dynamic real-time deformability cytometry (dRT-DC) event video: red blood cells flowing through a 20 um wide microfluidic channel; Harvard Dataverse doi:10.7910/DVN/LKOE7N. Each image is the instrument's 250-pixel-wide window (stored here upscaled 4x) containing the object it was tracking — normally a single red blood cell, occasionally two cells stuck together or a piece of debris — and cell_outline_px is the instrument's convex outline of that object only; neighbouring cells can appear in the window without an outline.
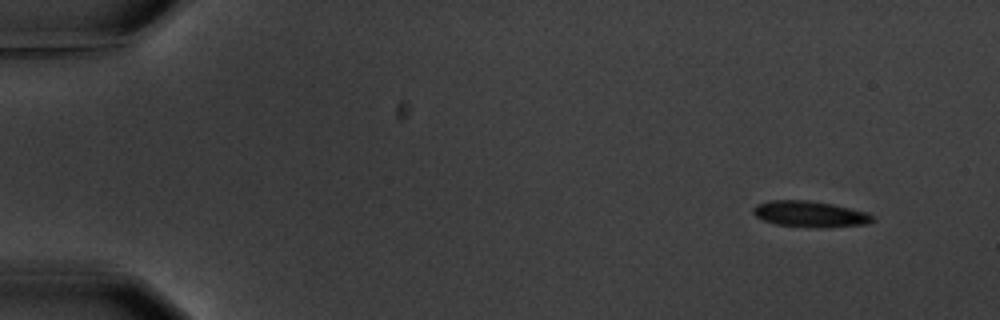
{"species": "common noctule bat (a hibernating species)", "species_latin": "Nyctalus noctula", "temperature_condition": "warm", "stored_images_in_passage": 6, "segment_of_instrument_passage": [2, 2], "camera_frame_rate_fps": 3000, "um_per_image_px": 0.085, "animal": {"sex": "male", "body_mass_g": 20.1, "forearm_length_mm": 53.5}, "frame": {"image": 1, "passage_image": 6, "time_ms": 6.667, "image_size_px": [1000, 320], "cell_outline_px": [[876, 220], [868, 224], [820, 228], [776, 224], [764, 220], [756, 216], [752, 212], [752, 208], [756, 204], [768, 200], [808, 200], [832, 204], [868, 212]], "centroid_in_image_um": [68.86, 18.19], "position_along_channel_um": 16.1, "area_um2": 18.21}}